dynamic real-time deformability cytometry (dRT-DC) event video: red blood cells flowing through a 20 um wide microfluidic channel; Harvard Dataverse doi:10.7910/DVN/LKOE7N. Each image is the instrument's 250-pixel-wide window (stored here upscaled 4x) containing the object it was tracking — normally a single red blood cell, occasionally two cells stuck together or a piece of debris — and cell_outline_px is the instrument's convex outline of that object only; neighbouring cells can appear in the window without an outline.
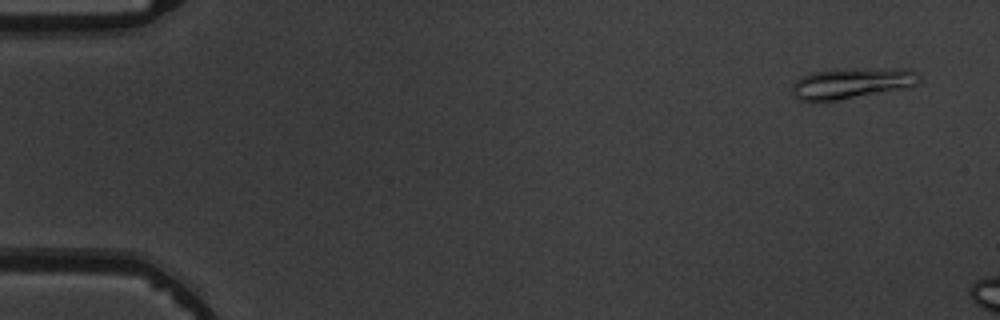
{"species": "common noctule bat (a hibernating species)", "species_latin": "Nyctalus noctula", "temperature_condition": "warm", "stored_images_in_passage": 4, "camera_frame_rate_fps": 3000, "um_per_image_px": 0.085, "animal": {"sex": "male", "body_mass_g": 19.5, "forearm_length_mm": 54.6}, "frame": {"image": 1, "passage_image": 1, "time_ms": 0.0, "image_size_px": [1000, 320], "cell_outline_px": [[920, 80], [916, 84], [904, 88], [836, 100], [796, 100], [792, 92], [792, 84], [796, 80], [812, 72], [844, 68], [912, 68], [920, 72]], "centroid_in_image_um": [72.45, 7.03], "position_along_channel_um": 12.5, "area_um2": 22.89}}